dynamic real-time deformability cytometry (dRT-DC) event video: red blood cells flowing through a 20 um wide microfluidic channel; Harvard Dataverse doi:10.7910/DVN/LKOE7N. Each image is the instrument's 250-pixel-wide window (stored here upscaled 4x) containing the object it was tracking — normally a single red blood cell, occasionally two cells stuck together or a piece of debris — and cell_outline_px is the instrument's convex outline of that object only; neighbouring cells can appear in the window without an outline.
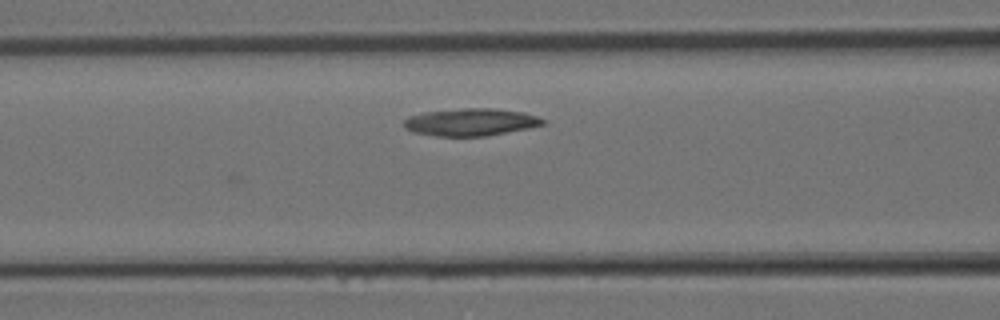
{"species": "Egyptian fruit bat (a non-hibernating species)", "species_latin": "Rousettus aegyptiacus", "temperature_condition": "room temperature", "stored_images_in_passage": 25, "camera_frame_rate_fps": 3000, "um_per_image_px": 0.085, "animal": {"sex": "female"}, "frame": {"image": 1, "passage_image": 7, "time_ms": 2.0, "image_size_px": [1000, 320], "cell_outline_px": [[548, 120], [544, 124], [528, 128], [484, 136], [436, 136], [416, 132], [404, 128], [404, 120], [408, 116], [424, 112], [464, 108], [496, 108], [524, 112]], "centroid_in_image_um": [40.03, 10.37], "position_along_channel_um": 126.6, "area_um2": 22.14}}
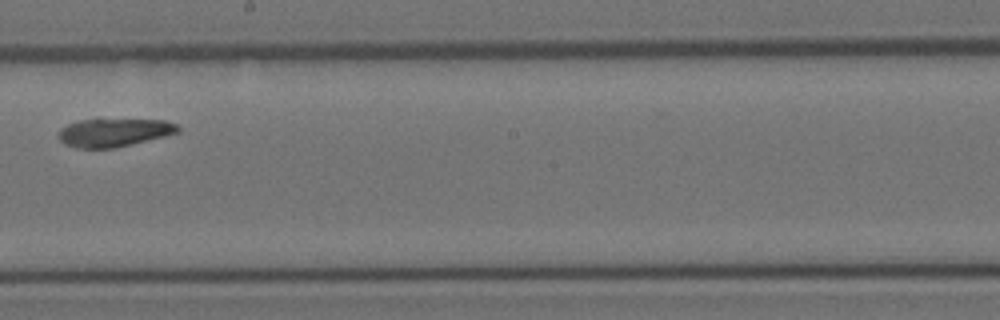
{"frame": {"image": 2, "passage_image": 12, "time_ms": 3.667, "image_size_px": [1000, 320], "cell_outline_px": [[180, 132], [164, 136], [112, 148], [76, 148], [64, 144], [56, 136], [60, 128], [76, 120], [164, 120], [176, 124], [180, 128]], "centroid_in_image_um": [9.63, 11.27], "position_along_channel_um": 238.6, "area_um2": 19.42}}
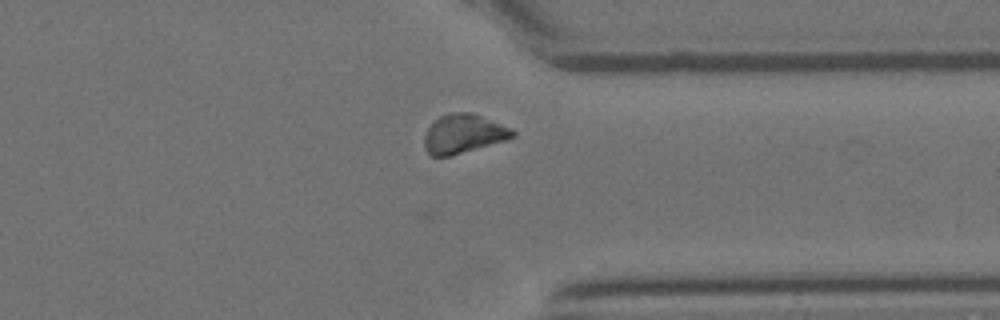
{"frame": {"image": 3, "passage_image": 18, "time_ms": 5.667, "image_size_px": [1000, 320], "cell_outline_px": [[516, 136], [508, 140], [452, 156], [432, 156], [424, 148], [424, 136], [428, 128], [440, 116], [452, 112], [472, 112], [512, 128], [516, 132]], "centroid_in_image_um": [39.43, 11.38], "position_along_channel_um": 372.0, "area_um2": 20.29}}